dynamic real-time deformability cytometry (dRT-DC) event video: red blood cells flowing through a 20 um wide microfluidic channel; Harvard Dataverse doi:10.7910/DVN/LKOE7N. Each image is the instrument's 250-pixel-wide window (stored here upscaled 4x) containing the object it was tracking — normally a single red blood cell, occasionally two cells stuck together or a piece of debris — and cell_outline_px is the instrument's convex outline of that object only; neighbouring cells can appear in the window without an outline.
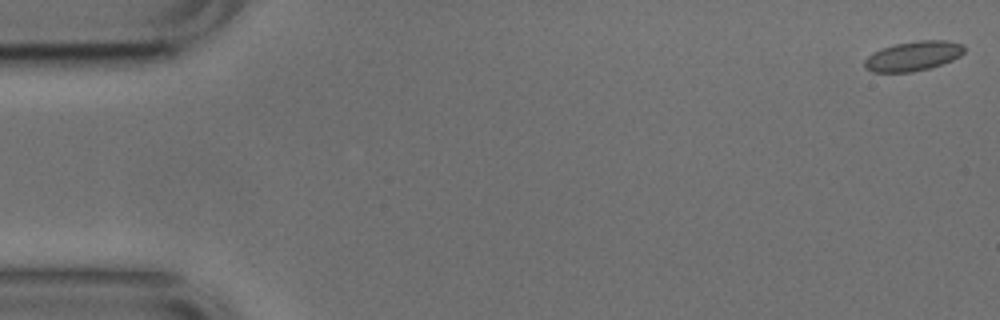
{"species": "common noctule bat (a hibernating species)", "species_latin": "Nyctalus noctula", "temperature_condition": "cold", "stored_images_in_passage": 9, "camera_frame_rate_fps": 3000, "um_per_image_px": 0.085, "animal": {"sex": "male", "body_mass_g": 17.9, "forearm_length_mm": 54.2}, "frame": {"image": 1, "passage_image": 1, "time_ms": 0.0, "image_size_px": [1000, 320], "cell_outline_px": [[964, 52], [960, 56], [952, 60], [928, 68], [912, 72], [872, 72], [864, 68], [864, 60], [872, 52], [896, 44], [920, 40], [944, 40], [964, 44]], "centroid_in_image_um": [77.61, 4.76], "position_along_channel_um": 7.4, "area_um2": 17.11}}